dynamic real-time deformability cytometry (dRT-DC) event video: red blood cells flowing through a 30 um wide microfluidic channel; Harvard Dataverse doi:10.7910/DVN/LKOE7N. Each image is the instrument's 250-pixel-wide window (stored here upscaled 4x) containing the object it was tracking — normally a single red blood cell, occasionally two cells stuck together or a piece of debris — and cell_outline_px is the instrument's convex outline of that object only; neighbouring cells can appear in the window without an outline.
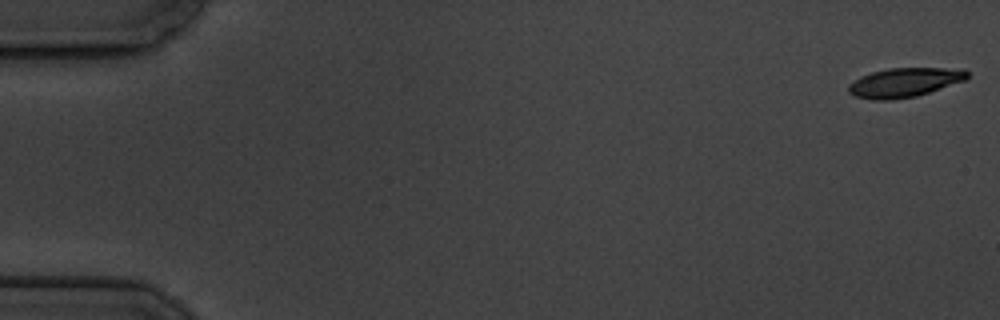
{"species": "common noctule bat (a hibernating species)", "species_latin": "Nyctalus noctula", "temperature_condition": "cold", "stored_images_in_passage": 5, "camera_frame_rate_fps": 3000, "um_per_image_px": 0.085, "animal": {"sex": "male", "body_mass_g": 19.5, "forearm_length_mm": 54.6}, "frame": {"image": 1, "passage_image": 1, "time_ms": 0.0, "image_size_px": [1000, 320], "cell_outline_px": [[968, 76], [964, 80], [916, 96], [892, 100], [872, 100], [856, 96], [848, 92], [848, 84], [860, 76], [872, 72], [888, 68], [964, 68], [968, 72]], "centroid_in_image_um": [76.85, 7.0], "position_along_channel_um": 8.2, "area_um2": 20.17}}
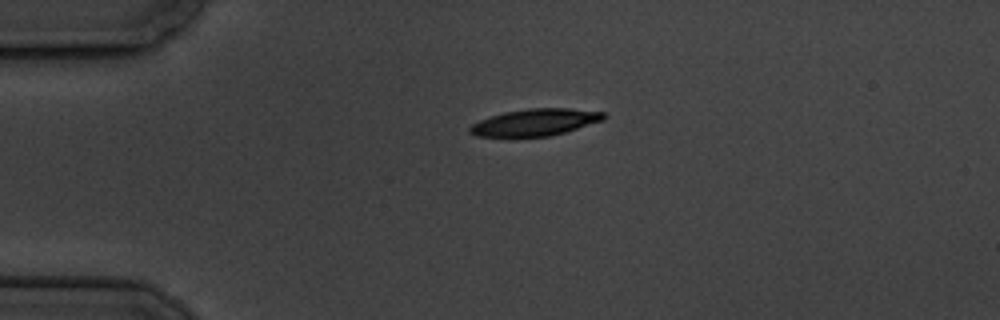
{"frame": {"image": 2, "passage_image": 4, "time_ms": 4.333, "image_size_px": [1000, 320], "cell_outline_px": [[608, 116], [604, 120], [564, 132], [548, 136], [476, 136], [468, 132], [468, 128], [472, 124], [480, 120], [504, 112], [528, 108], [568, 108], [604, 112]], "centroid_in_image_um": [45.5, 10.38], "position_along_channel_um": 39.5, "area_um2": 20.81}}